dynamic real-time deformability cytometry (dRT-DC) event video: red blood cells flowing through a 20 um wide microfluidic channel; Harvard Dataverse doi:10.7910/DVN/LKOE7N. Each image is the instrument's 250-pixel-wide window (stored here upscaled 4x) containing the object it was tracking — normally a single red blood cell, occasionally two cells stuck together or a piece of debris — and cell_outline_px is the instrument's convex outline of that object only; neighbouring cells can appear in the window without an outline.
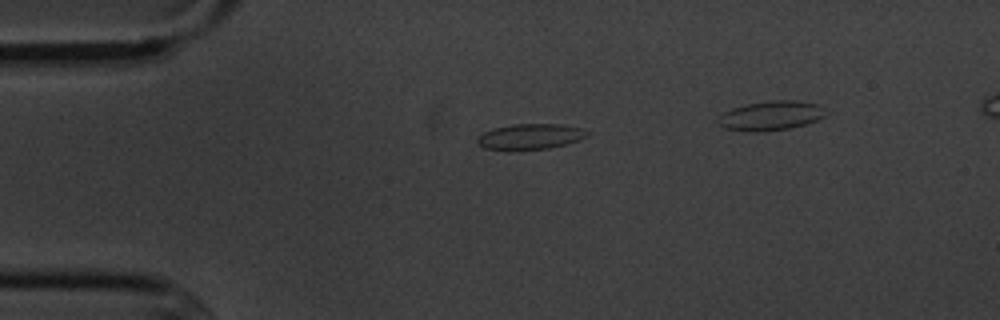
{"species": "common noctule bat (a hibernating species)", "species_latin": "Nyctalus noctula", "temperature_condition": "cold", "stored_images_in_passage": 5, "camera_frame_rate_fps": 3000, "um_per_image_px": 0.085, "animal": {"sex": "male", "body_mass_g": 20.1, "forearm_length_mm": 53.5}, "frame": {"image": 1, "passage_image": 5, "time_ms": 5.667, "image_size_px": [1000, 320], "cell_outline_px": [[592, 132], [588, 136], [580, 140], [548, 148], [508, 152], [484, 148], [476, 144], [476, 140], [484, 132], [496, 128], [512, 124], [564, 124], [580, 128]], "centroid_in_image_um": [45.06, 11.63], "position_along_channel_um": 39.9, "area_um2": 16.82}}